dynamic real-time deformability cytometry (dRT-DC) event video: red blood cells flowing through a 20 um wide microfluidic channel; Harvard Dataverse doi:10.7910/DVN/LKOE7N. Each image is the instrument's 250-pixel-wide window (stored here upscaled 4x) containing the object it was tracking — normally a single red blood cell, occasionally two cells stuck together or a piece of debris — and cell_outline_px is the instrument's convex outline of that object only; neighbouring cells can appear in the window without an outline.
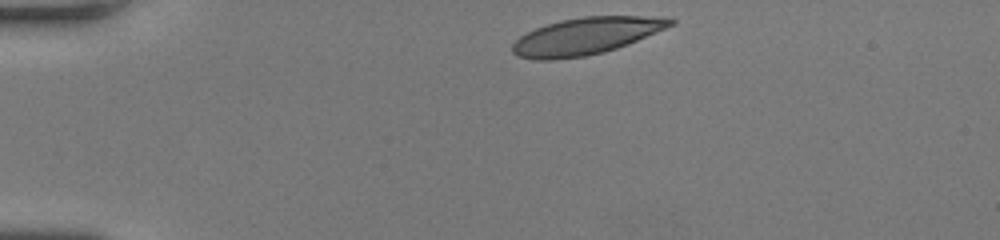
{"species": "human", "species_latin": "Homo sapiens", "temperature_condition": "room temperature", "stored_images_in_passage": 34, "camera_frame_rate_fps": 3000, "um_per_image_px": 0.085, "donor": {"sex": "female"}, "frame": {"image": 1, "passage_image": 1, "time_ms": 0.0, "image_size_px": [1000, 240], "cell_outline_px": [[676, 24], [628, 44], [604, 52], [584, 56], [552, 60], [536, 60], [516, 56], [512, 52], [512, 44], [520, 36], [536, 28], [560, 20], [584, 16], [672, 16], [676, 20]], "centroid_in_image_um": [49.86, 3.05], "position_along_channel_um": 35.1, "area_um2": 34.22}}
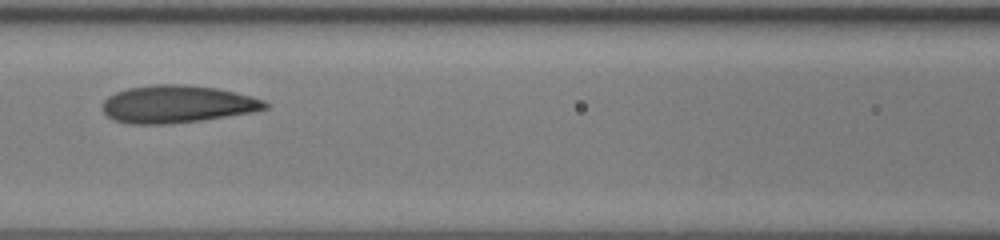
{"frame": {"image": 2, "passage_image": 14, "time_ms": 4.333, "image_size_px": [1000, 240], "cell_outline_px": [[268, 108], [252, 112], [200, 120], [168, 124], [128, 124], [116, 120], [108, 116], [104, 112], [104, 100], [108, 96], [116, 92], [128, 88], [156, 84], [184, 84], [216, 88], [252, 96], [264, 100], [268, 104]], "centroid_in_image_um": [15.06, 8.85], "position_along_channel_um": 151.5, "area_um2": 35.32}}
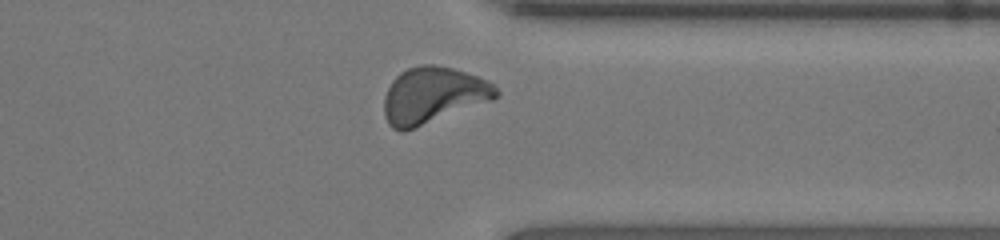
{"frame": {"image": 3, "passage_image": 30, "time_ms": 9.667, "image_size_px": [1000, 240], "cell_outline_px": [[500, 92], [492, 100], [404, 132], [400, 132], [392, 128], [388, 124], [384, 116], [384, 96], [392, 80], [400, 72], [408, 68], [420, 64], [432, 64], [452, 68], [488, 80]], "centroid_in_image_um": [36.77, 8.11], "position_along_channel_um": 374.6, "area_um2": 36.7}, "authors_computed_cell_mechanics": {"area_um2": 34.8245, "velocity_mm_per_s": 4.1972, "shape_relaxation_time_tau1_ms": 5.3119, "shape_relaxation_time_tau2_ms": 1.0803, "deformation_change_tau1": 0.1628, "deformation_change_tau2": 0.0684}}